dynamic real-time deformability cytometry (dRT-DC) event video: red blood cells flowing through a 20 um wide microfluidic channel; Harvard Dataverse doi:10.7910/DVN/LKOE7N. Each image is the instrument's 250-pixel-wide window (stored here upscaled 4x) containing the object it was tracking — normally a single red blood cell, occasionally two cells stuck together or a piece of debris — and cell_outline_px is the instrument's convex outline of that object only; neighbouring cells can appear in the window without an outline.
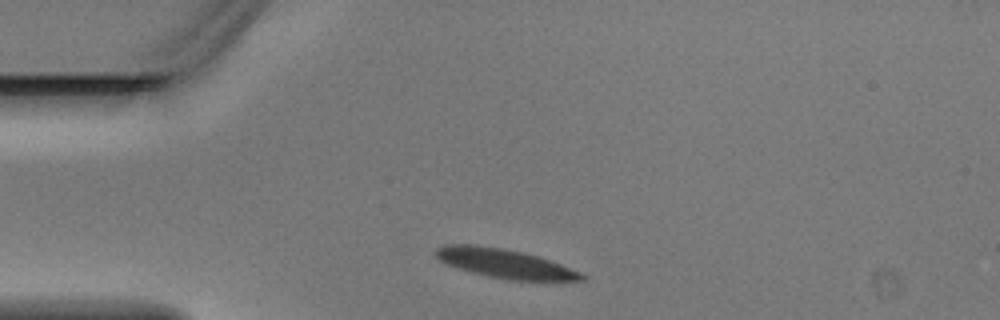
{"species": "Egyptian fruit bat (a non-hibernating species)", "species_latin": "Rousettus aegyptiacus", "temperature_condition": "warm", "stored_images_in_passage": 3, "camera_frame_rate_fps": 3000, "um_per_image_px": 0.085, "animal": {"sex": "male"}, "frame": {"image": 1, "passage_image": 1, "time_ms": 0.0, "image_size_px": [1000, 320], "cell_outline_px": [[588, 276], [584, 280], [512, 280], [488, 276], [456, 268], [440, 260], [436, 256], [436, 248], [444, 244], [476, 244], [504, 248], [524, 252], [560, 264], [580, 272]], "centroid_in_image_um": [42.87, 22.38], "position_along_channel_um": 42.1, "area_um2": 24.57}}
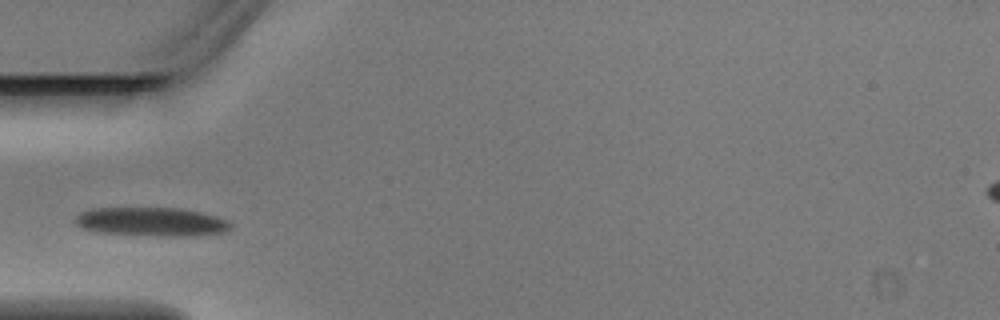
{"frame": {"image": 2, "passage_image": 2, "time_ms": 0.333, "image_size_px": [1000, 320], "cell_outline_px": [[232, 228], [224, 232], [196, 236], [164, 236], [96, 232], [84, 228], [76, 224], [72, 220], [80, 212], [92, 208], [184, 208], [216, 216], [228, 220], [232, 224]], "centroid_in_image_um": [12.89, 18.85], "position_along_channel_um": 72.1, "area_um2": 26.3}}
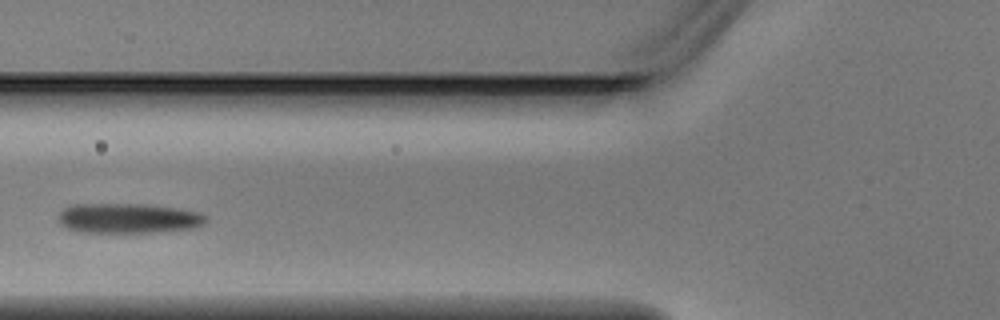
{"frame": {"image": 3, "passage_image": 3, "time_ms": 0.667, "image_size_px": [1000, 320], "cell_outline_px": [[208, 220], [204, 224], [196, 228], [156, 232], [80, 232], [68, 228], [60, 224], [56, 220], [60, 212], [64, 208], [72, 204], [140, 204], [180, 208], [200, 212], [208, 216]], "centroid_in_image_um": [10.94, 18.55], "position_along_channel_um": 114.9, "area_um2": 26.07}}